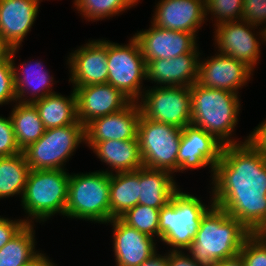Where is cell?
<instances>
[{"label": "cell", "mask_w": 266, "mask_h": 266, "mask_svg": "<svg viewBox=\"0 0 266 266\" xmlns=\"http://www.w3.org/2000/svg\"><path fill=\"white\" fill-rule=\"evenodd\" d=\"M133 37L138 42L146 63L199 51V44H197L199 37L194 33L164 29L152 23L148 29L137 31Z\"/></svg>", "instance_id": "cell-14"}, {"label": "cell", "mask_w": 266, "mask_h": 266, "mask_svg": "<svg viewBox=\"0 0 266 266\" xmlns=\"http://www.w3.org/2000/svg\"><path fill=\"white\" fill-rule=\"evenodd\" d=\"M73 89L76 96L77 119L84 126L94 118L118 112L132 102L121 90L108 83Z\"/></svg>", "instance_id": "cell-17"}, {"label": "cell", "mask_w": 266, "mask_h": 266, "mask_svg": "<svg viewBox=\"0 0 266 266\" xmlns=\"http://www.w3.org/2000/svg\"><path fill=\"white\" fill-rule=\"evenodd\" d=\"M213 266H244V263L240 255H238L230 259H225L216 262Z\"/></svg>", "instance_id": "cell-42"}, {"label": "cell", "mask_w": 266, "mask_h": 266, "mask_svg": "<svg viewBox=\"0 0 266 266\" xmlns=\"http://www.w3.org/2000/svg\"><path fill=\"white\" fill-rule=\"evenodd\" d=\"M199 57L197 83L213 89H224L238 94L241 88L246 87L254 71L245 63L233 57L214 53L212 56Z\"/></svg>", "instance_id": "cell-12"}, {"label": "cell", "mask_w": 266, "mask_h": 266, "mask_svg": "<svg viewBox=\"0 0 266 266\" xmlns=\"http://www.w3.org/2000/svg\"><path fill=\"white\" fill-rule=\"evenodd\" d=\"M182 129L140 116L137 138L143 167L177 173ZM176 172V173H175Z\"/></svg>", "instance_id": "cell-8"}, {"label": "cell", "mask_w": 266, "mask_h": 266, "mask_svg": "<svg viewBox=\"0 0 266 266\" xmlns=\"http://www.w3.org/2000/svg\"><path fill=\"white\" fill-rule=\"evenodd\" d=\"M263 43H266V26L263 28Z\"/></svg>", "instance_id": "cell-44"}, {"label": "cell", "mask_w": 266, "mask_h": 266, "mask_svg": "<svg viewBox=\"0 0 266 266\" xmlns=\"http://www.w3.org/2000/svg\"><path fill=\"white\" fill-rule=\"evenodd\" d=\"M140 116L138 102L132 101L118 112L94 118L85 125V145L91 148L97 142L111 139H135Z\"/></svg>", "instance_id": "cell-18"}, {"label": "cell", "mask_w": 266, "mask_h": 266, "mask_svg": "<svg viewBox=\"0 0 266 266\" xmlns=\"http://www.w3.org/2000/svg\"><path fill=\"white\" fill-rule=\"evenodd\" d=\"M191 124L204 129L224 146L238 144L242 141L234 132L241 111L240 95L224 90L206 88L197 82L190 87ZM238 138V139H237Z\"/></svg>", "instance_id": "cell-3"}, {"label": "cell", "mask_w": 266, "mask_h": 266, "mask_svg": "<svg viewBox=\"0 0 266 266\" xmlns=\"http://www.w3.org/2000/svg\"><path fill=\"white\" fill-rule=\"evenodd\" d=\"M248 135V141L266 155V118Z\"/></svg>", "instance_id": "cell-38"}, {"label": "cell", "mask_w": 266, "mask_h": 266, "mask_svg": "<svg viewBox=\"0 0 266 266\" xmlns=\"http://www.w3.org/2000/svg\"><path fill=\"white\" fill-rule=\"evenodd\" d=\"M206 20H210L213 26L228 22L242 20L243 0H205ZM210 14V15H209Z\"/></svg>", "instance_id": "cell-32"}, {"label": "cell", "mask_w": 266, "mask_h": 266, "mask_svg": "<svg viewBox=\"0 0 266 266\" xmlns=\"http://www.w3.org/2000/svg\"><path fill=\"white\" fill-rule=\"evenodd\" d=\"M33 104L45 129L75 124L78 121L73 88L69 96L56 92L34 101Z\"/></svg>", "instance_id": "cell-25"}, {"label": "cell", "mask_w": 266, "mask_h": 266, "mask_svg": "<svg viewBox=\"0 0 266 266\" xmlns=\"http://www.w3.org/2000/svg\"><path fill=\"white\" fill-rule=\"evenodd\" d=\"M10 116L17 145L23 151L44 134L45 128L33 103L15 102Z\"/></svg>", "instance_id": "cell-27"}, {"label": "cell", "mask_w": 266, "mask_h": 266, "mask_svg": "<svg viewBox=\"0 0 266 266\" xmlns=\"http://www.w3.org/2000/svg\"><path fill=\"white\" fill-rule=\"evenodd\" d=\"M152 87V88H151ZM149 86L137 101L141 114L152 121L183 129L191 125V91L188 86Z\"/></svg>", "instance_id": "cell-10"}, {"label": "cell", "mask_w": 266, "mask_h": 266, "mask_svg": "<svg viewBox=\"0 0 266 266\" xmlns=\"http://www.w3.org/2000/svg\"><path fill=\"white\" fill-rule=\"evenodd\" d=\"M210 182L215 206L251 233L266 231V155L248 140L225 145Z\"/></svg>", "instance_id": "cell-1"}, {"label": "cell", "mask_w": 266, "mask_h": 266, "mask_svg": "<svg viewBox=\"0 0 266 266\" xmlns=\"http://www.w3.org/2000/svg\"><path fill=\"white\" fill-rule=\"evenodd\" d=\"M168 251V266H201L186 251Z\"/></svg>", "instance_id": "cell-39"}, {"label": "cell", "mask_w": 266, "mask_h": 266, "mask_svg": "<svg viewBox=\"0 0 266 266\" xmlns=\"http://www.w3.org/2000/svg\"><path fill=\"white\" fill-rule=\"evenodd\" d=\"M35 224H27L0 249V266H24L40 251L35 249Z\"/></svg>", "instance_id": "cell-29"}, {"label": "cell", "mask_w": 266, "mask_h": 266, "mask_svg": "<svg viewBox=\"0 0 266 266\" xmlns=\"http://www.w3.org/2000/svg\"><path fill=\"white\" fill-rule=\"evenodd\" d=\"M201 51L179 55L170 59L147 62V80L154 86H188L198 80V65Z\"/></svg>", "instance_id": "cell-22"}, {"label": "cell", "mask_w": 266, "mask_h": 266, "mask_svg": "<svg viewBox=\"0 0 266 266\" xmlns=\"http://www.w3.org/2000/svg\"><path fill=\"white\" fill-rule=\"evenodd\" d=\"M224 145L204 129L191 125L182 129L177 155V172L209 167L211 180L215 165L219 162Z\"/></svg>", "instance_id": "cell-13"}, {"label": "cell", "mask_w": 266, "mask_h": 266, "mask_svg": "<svg viewBox=\"0 0 266 266\" xmlns=\"http://www.w3.org/2000/svg\"><path fill=\"white\" fill-rule=\"evenodd\" d=\"M69 83L72 88L106 84L108 79L107 40L93 39L67 55Z\"/></svg>", "instance_id": "cell-15"}, {"label": "cell", "mask_w": 266, "mask_h": 266, "mask_svg": "<svg viewBox=\"0 0 266 266\" xmlns=\"http://www.w3.org/2000/svg\"><path fill=\"white\" fill-rule=\"evenodd\" d=\"M35 257H33L29 262H27L24 266H57L58 264L54 263L50 257L43 253L40 250Z\"/></svg>", "instance_id": "cell-40"}, {"label": "cell", "mask_w": 266, "mask_h": 266, "mask_svg": "<svg viewBox=\"0 0 266 266\" xmlns=\"http://www.w3.org/2000/svg\"><path fill=\"white\" fill-rule=\"evenodd\" d=\"M80 144H85V126L77 121L75 124L45 129L43 136L22 152L30 169L68 170L65 165Z\"/></svg>", "instance_id": "cell-7"}, {"label": "cell", "mask_w": 266, "mask_h": 266, "mask_svg": "<svg viewBox=\"0 0 266 266\" xmlns=\"http://www.w3.org/2000/svg\"><path fill=\"white\" fill-rule=\"evenodd\" d=\"M90 150L108 166L102 170L108 174L130 172L143 167L137 137L130 140L111 139L97 142Z\"/></svg>", "instance_id": "cell-23"}, {"label": "cell", "mask_w": 266, "mask_h": 266, "mask_svg": "<svg viewBox=\"0 0 266 266\" xmlns=\"http://www.w3.org/2000/svg\"><path fill=\"white\" fill-rule=\"evenodd\" d=\"M74 7L77 13L86 22H96L119 16L126 10L137 6L140 0H74Z\"/></svg>", "instance_id": "cell-30"}, {"label": "cell", "mask_w": 266, "mask_h": 266, "mask_svg": "<svg viewBox=\"0 0 266 266\" xmlns=\"http://www.w3.org/2000/svg\"><path fill=\"white\" fill-rule=\"evenodd\" d=\"M113 229L115 266H139L158 252L157 240L125 224L120 218L107 222Z\"/></svg>", "instance_id": "cell-19"}, {"label": "cell", "mask_w": 266, "mask_h": 266, "mask_svg": "<svg viewBox=\"0 0 266 266\" xmlns=\"http://www.w3.org/2000/svg\"><path fill=\"white\" fill-rule=\"evenodd\" d=\"M154 7L151 23L160 28L198 36L206 22L205 0H159Z\"/></svg>", "instance_id": "cell-16"}, {"label": "cell", "mask_w": 266, "mask_h": 266, "mask_svg": "<svg viewBox=\"0 0 266 266\" xmlns=\"http://www.w3.org/2000/svg\"><path fill=\"white\" fill-rule=\"evenodd\" d=\"M22 152L17 145L10 116L0 115V157H9Z\"/></svg>", "instance_id": "cell-35"}, {"label": "cell", "mask_w": 266, "mask_h": 266, "mask_svg": "<svg viewBox=\"0 0 266 266\" xmlns=\"http://www.w3.org/2000/svg\"><path fill=\"white\" fill-rule=\"evenodd\" d=\"M139 266H168V252L165 254L156 252L151 258L145 260Z\"/></svg>", "instance_id": "cell-41"}, {"label": "cell", "mask_w": 266, "mask_h": 266, "mask_svg": "<svg viewBox=\"0 0 266 266\" xmlns=\"http://www.w3.org/2000/svg\"><path fill=\"white\" fill-rule=\"evenodd\" d=\"M30 170L23 152L0 157V200L19 195L22 198Z\"/></svg>", "instance_id": "cell-28"}, {"label": "cell", "mask_w": 266, "mask_h": 266, "mask_svg": "<svg viewBox=\"0 0 266 266\" xmlns=\"http://www.w3.org/2000/svg\"><path fill=\"white\" fill-rule=\"evenodd\" d=\"M244 266H266V234L251 233L239 252Z\"/></svg>", "instance_id": "cell-33"}, {"label": "cell", "mask_w": 266, "mask_h": 266, "mask_svg": "<svg viewBox=\"0 0 266 266\" xmlns=\"http://www.w3.org/2000/svg\"><path fill=\"white\" fill-rule=\"evenodd\" d=\"M10 48L0 38V61H2L8 54Z\"/></svg>", "instance_id": "cell-43"}, {"label": "cell", "mask_w": 266, "mask_h": 266, "mask_svg": "<svg viewBox=\"0 0 266 266\" xmlns=\"http://www.w3.org/2000/svg\"><path fill=\"white\" fill-rule=\"evenodd\" d=\"M251 232L226 211L213 205L201 218L198 231L186 253L201 266L239 255Z\"/></svg>", "instance_id": "cell-2"}, {"label": "cell", "mask_w": 266, "mask_h": 266, "mask_svg": "<svg viewBox=\"0 0 266 266\" xmlns=\"http://www.w3.org/2000/svg\"><path fill=\"white\" fill-rule=\"evenodd\" d=\"M214 28L213 44L215 43L217 52L245 63L254 71L259 64L261 46L264 44L263 29L244 20L223 22Z\"/></svg>", "instance_id": "cell-11"}, {"label": "cell", "mask_w": 266, "mask_h": 266, "mask_svg": "<svg viewBox=\"0 0 266 266\" xmlns=\"http://www.w3.org/2000/svg\"><path fill=\"white\" fill-rule=\"evenodd\" d=\"M15 102H17V100L14 70L8 54L2 61H0V106L14 104Z\"/></svg>", "instance_id": "cell-34"}, {"label": "cell", "mask_w": 266, "mask_h": 266, "mask_svg": "<svg viewBox=\"0 0 266 266\" xmlns=\"http://www.w3.org/2000/svg\"><path fill=\"white\" fill-rule=\"evenodd\" d=\"M175 179V176L166 170L139 168L138 204L157 209L167 205L180 188Z\"/></svg>", "instance_id": "cell-24"}, {"label": "cell", "mask_w": 266, "mask_h": 266, "mask_svg": "<svg viewBox=\"0 0 266 266\" xmlns=\"http://www.w3.org/2000/svg\"><path fill=\"white\" fill-rule=\"evenodd\" d=\"M120 219L128 226L159 240L160 209L137 204L123 214Z\"/></svg>", "instance_id": "cell-31"}, {"label": "cell", "mask_w": 266, "mask_h": 266, "mask_svg": "<svg viewBox=\"0 0 266 266\" xmlns=\"http://www.w3.org/2000/svg\"><path fill=\"white\" fill-rule=\"evenodd\" d=\"M20 47L11 48L9 56L14 70L16 100L22 103H33L47 95L56 93L53 90L54 77L50 71L43 68V62L24 61L20 65L15 63V55ZM33 63V64H32Z\"/></svg>", "instance_id": "cell-21"}, {"label": "cell", "mask_w": 266, "mask_h": 266, "mask_svg": "<svg viewBox=\"0 0 266 266\" xmlns=\"http://www.w3.org/2000/svg\"><path fill=\"white\" fill-rule=\"evenodd\" d=\"M67 171L64 169L30 170L20 201L26 214L23 219L27 224L35 222L43 224L58 214L65 216L70 179Z\"/></svg>", "instance_id": "cell-4"}, {"label": "cell", "mask_w": 266, "mask_h": 266, "mask_svg": "<svg viewBox=\"0 0 266 266\" xmlns=\"http://www.w3.org/2000/svg\"><path fill=\"white\" fill-rule=\"evenodd\" d=\"M139 169L110 174V220L120 218L138 204Z\"/></svg>", "instance_id": "cell-26"}, {"label": "cell", "mask_w": 266, "mask_h": 266, "mask_svg": "<svg viewBox=\"0 0 266 266\" xmlns=\"http://www.w3.org/2000/svg\"><path fill=\"white\" fill-rule=\"evenodd\" d=\"M242 20L263 29L266 26V0H243Z\"/></svg>", "instance_id": "cell-36"}, {"label": "cell", "mask_w": 266, "mask_h": 266, "mask_svg": "<svg viewBox=\"0 0 266 266\" xmlns=\"http://www.w3.org/2000/svg\"><path fill=\"white\" fill-rule=\"evenodd\" d=\"M214 205L213 198L206 205L201 198L179 188L171 201L160 209L159 241L169 251H186L199 228L201 218Z\"/></svg>", "instance_id": "cell-5"}, {"label": "cell", "mask_w": 266, "mask_h": 266, "mask_svg": "<svg viewBox=\"0 0 266 266\" xmlns=\"http://www.w3.org/2000/svg\"><path fill=\"white\" fill-rule=\"evenodd\" d=\"M107 66V83L137 102L147 88V63L133 36L125 45L107 40Z\"/></svg>", "instance_id": "cell-9"}, {"label": "cell", "mask_w": 266, "mask_h": 266, "mask_svg": "<svg viewBox=\"0 0 266 266\" xmlns=\"http://www.w3.org/2000/svg\"><path fill=\"white\" fill-rule=\"evenodd\" d=\"M26 225L23 218L13 220L0 215V249Z\"/></svg>", "instance_id": "cell-37"}, {"label": "cell", "mask_w": 266, "mask_h": 266, "mask_svg": "<svg viewBox=\"0 0 266 266\" xmlns=\"http://www.w3.org/2000/svg\"><path fill=\"white\" fill-rule=\"evenodd\" d=\"M110 174L96 170L71 173L65 216L98 224L110 221Z\"/></svg>", "instance_id": "cell-6"}, {"label": "cell", "mask_w": 266, "mask_h": 266, "mask_svg": "<svg viewBox=\"0 0 266 266\" xmlns=\"http://www.w3.org/2000/svg\"><path fill=\"white\" fill-rule=\"evenodd\" d=\"M42 0H0V38L11 49L21 47L40 11Z\"/></svg>", "instance_id": "cell-20"}]
</instances>
